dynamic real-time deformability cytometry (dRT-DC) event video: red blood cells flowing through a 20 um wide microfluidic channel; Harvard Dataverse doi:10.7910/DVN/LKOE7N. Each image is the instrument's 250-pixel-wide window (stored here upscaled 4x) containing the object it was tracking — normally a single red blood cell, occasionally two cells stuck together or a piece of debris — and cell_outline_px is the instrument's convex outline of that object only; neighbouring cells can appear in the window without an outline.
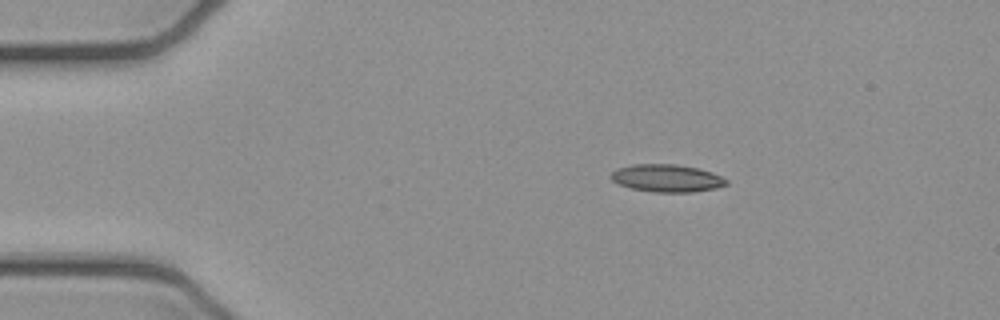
{"species": "common noctule bat (a hibernating species)", "species_latin": "Nyctalus noctula", "temperature_condition": "cold", "stored_images_in_passage": 5, "camera_frame_rate_fps": 3000, "um_per_image_px": 0.085, "animal": {"sex": "female", "body_mass_g": 21.9}, "frame": {"image": 1, "passage_image": 2, "time_ms": 0.333, "image_size_px": [1000, 320], "cell_outline_px": [[728, 184], [716, 188], [692, 192], [652, 192], [632, 188], [620, 184], [612, 180], [608, 176], [616, 168], [632, 164], [676, 164], [696, 168], [712, 172], [728, 180]], "centroid_in_image_um": [56.66, 15.14], "position_along_channel_um": 28.3, "area_um2": 18.55}}
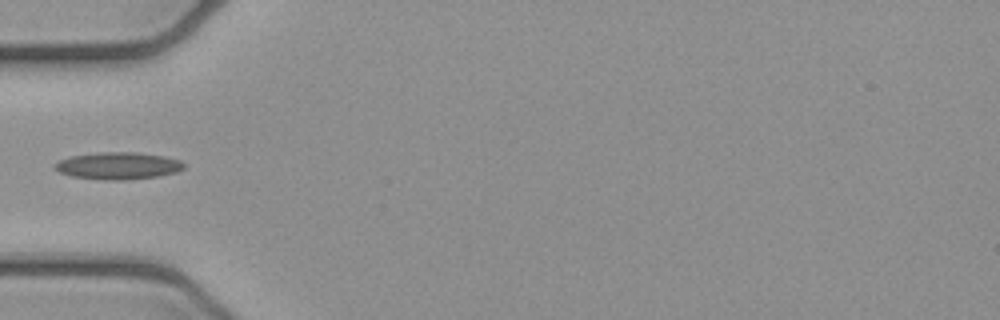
{"frame": {"image": 2, "passage_image": 4, "time_ms": 1.0, "image_size_px": [1000, 320], "cell_outline_px": [[184, 168], [176, 172], [156, 176], [124, 180], [108, 180], [72, 176], [60, 172], [52, 168], [52, 164], [60, 160], [72, 156], [100, 152], [136, 152], [164, 156], [180, 160], [184, 164]], "centroid_in_image_um": [10.02, 14.08], "position_along_channel_um": 75.0, "area_um2": 20.29}}
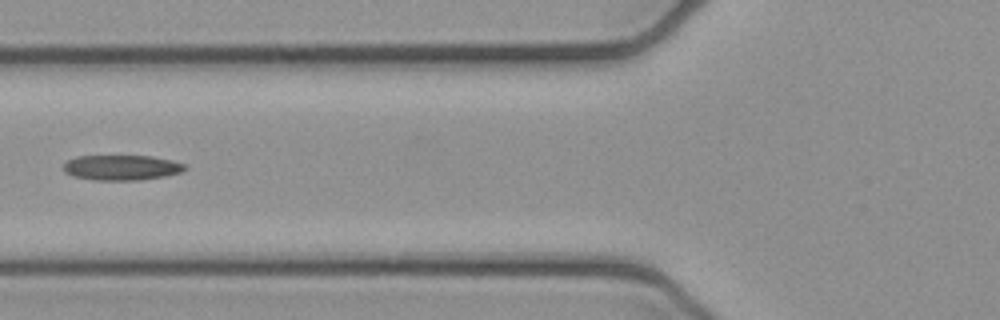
{"frame": {"image": 3, "passage_image": 5, "time_ms": 1.333, "image_size_px": [1000, 320], "cell_outline_px": [[188, 168], [184, 172], [164, 176], [140, 180], [92, 180], [72, 176], [64, 172], [64, 164], [68, 160], [76, 156], [152, 156], [172, 160], [184, 164]], "centroid_in_image_um": [10.35, 14.25], "position_along_channel_um": 115.4, "area_um2": 17.98}}